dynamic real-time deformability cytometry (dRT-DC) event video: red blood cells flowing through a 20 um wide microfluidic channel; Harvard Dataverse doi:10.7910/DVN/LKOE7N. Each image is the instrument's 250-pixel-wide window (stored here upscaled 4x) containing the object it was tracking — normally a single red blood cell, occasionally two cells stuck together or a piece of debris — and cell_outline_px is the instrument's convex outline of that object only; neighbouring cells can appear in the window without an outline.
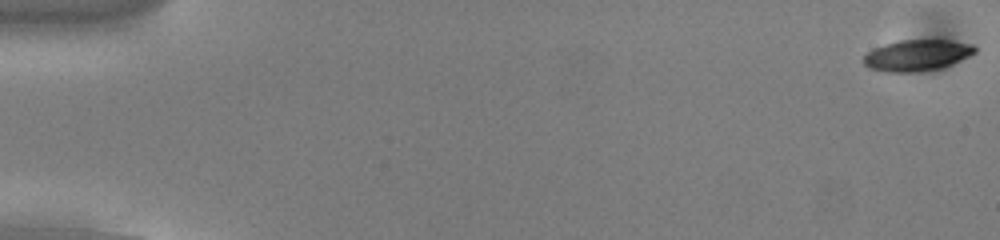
{"species": "common noctule bat (a hibernating species)", "species_latin": "Nyctalus noctula", "temperature_condition": "cold", "stored_images_in_passage": 55, "camera_frame_rate_fps": 3000, "um_per_image_px": 0.085, "animal": {"sex": "male", "body_mass_g": 13.0, "forearm_length_mm": 53.1}, "frame": {"image": 1, "passage_image": 1, "time_ms": 0.0, "image_size_px": [1000, 240], "cell_outline_px": [[976, 52], [968, 56], [940, 68], [916, 72], [888, 72], [868, 68], [864, 64], [864, 56], [872, 48], [884, 44], [900, 40], [948, 40], [972, 44], [976, 48]], "centroid_in_image_um": [77.91, 4.69], "position_along_channel_um": 7.1, "area_um2": 20.06}}
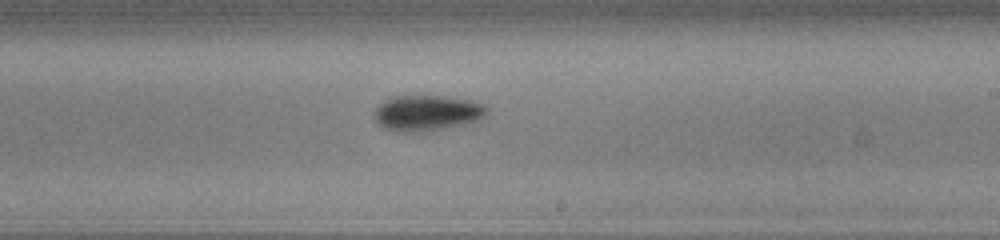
{"frame": {"image": 2, "passage_image": 33, "time_ms": 10.667, "image_size_px": [1000, 240], "cell_outline_px": [[488, 112], [480, 120], [420, 132], [400, 132], [384, 128], [376, 124], [372, 116], [376, 108], [384, 100], [396, 96], [444, 96], [472, 100], [484, 104], [488, 108]], "centroid_in_image_um": [36.26, 9.59], "position_along_channel_um": 252.7, "area_um2": 23.41}}
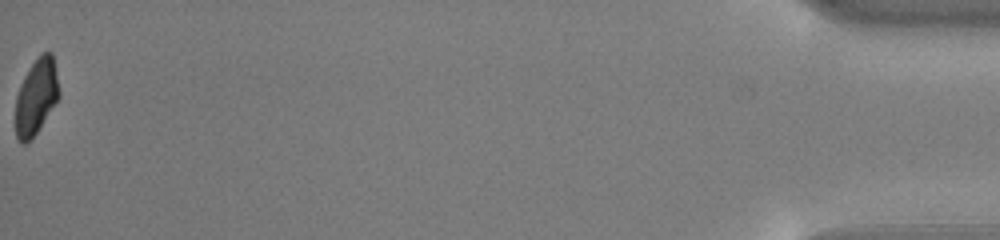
{"frame": {"image": 3, "passage_image": 55, "time_ms": 18.0, "image_size_px": [1000, 240], "cell_outline_px": [[60, 96], [36, 132], [24, 144], [20, 144], [16, 136], [16, 96], [20, 84], [24, 76], [32, 64], [44, 52], [52, 52], [60, 92]], "centroid_in_image_um": [3.07, 8.21], "position_along_channel_um": 432.1, "area_um2": 18.79}, "authors_computed_cell_mechanics": {"area_um2": 20.9814, "velocity_mm_per_s": 3.7985, "shape_relaxation_time_tau1_ms": 1.9553, "shape_relaxation_time_tau2_ms": 3.333, "deformation_change_tau1": 0.139, "deformation_change_tau2": 0.0773}}